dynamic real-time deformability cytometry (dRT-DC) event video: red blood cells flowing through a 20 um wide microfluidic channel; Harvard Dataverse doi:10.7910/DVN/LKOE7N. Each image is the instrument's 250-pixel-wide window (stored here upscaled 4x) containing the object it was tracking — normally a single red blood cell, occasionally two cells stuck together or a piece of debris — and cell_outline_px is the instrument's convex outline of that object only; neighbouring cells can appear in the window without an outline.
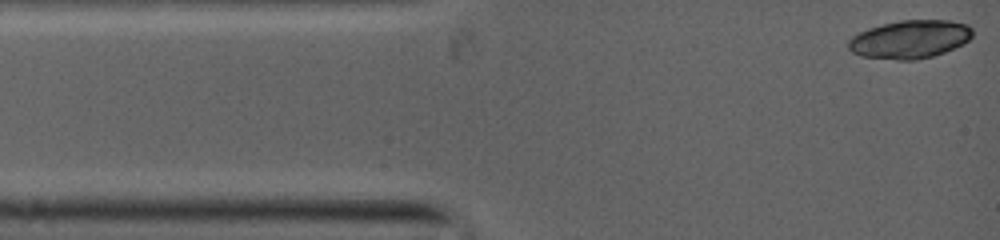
{"species": "common noctule bat (a hibernating species)", "species_latin": "Nyctalus noctula", "temperature_condition": "warm", "stored_images_in_passage": 6, "segment_of_instrument_passage": [1, 2], "camera_frame_rate_fps": 5000, "um_per_image_px": 0.085, "animal": {"sex": "female", "body_mass_g": 19.0, "forearm_length_mm": 53.3}, "frame": {"image": 1, "passage_image": 1, "time_ms": 0.0, "image_size_px": [1000, 240], "cell_outline_px": [[972, 36], [964, 44], [944, 52], [932, 56], [916, 60], [896, 60], [860, 56], [852, 52], [848, 48], [848, 40], [852, 36], [868, 28], [900, 20], [948, 20], [968, 24], [972, 28]], "centroid_in_image_um": [77.34, 3.34], "position_along_channel_um": 7.7, "area_um2": 27.74}}